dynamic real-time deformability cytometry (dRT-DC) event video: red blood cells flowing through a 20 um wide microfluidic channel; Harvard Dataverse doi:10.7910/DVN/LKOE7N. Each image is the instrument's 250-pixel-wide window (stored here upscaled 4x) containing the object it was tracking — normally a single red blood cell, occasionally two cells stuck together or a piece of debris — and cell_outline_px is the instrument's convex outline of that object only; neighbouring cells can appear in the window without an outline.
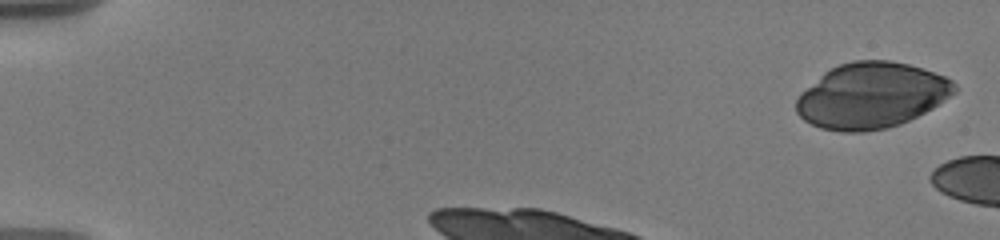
{"species": "human", "species_latin": "Homo sapiens", "temperature_condition": "warm", "stored_images_in_passage": 3, "camera_frame_rate_fps": 3000, "um_per_image_px": 0.085, "donor": {"sex": "male"}, "frame": {"image": 1, "passage_image": 1, "time_ms": 0.0, "image_size_px": [1000, 240], "cell_outline_px": [[956, 92], [932, 108], [900, 124], [888, 128], [864, 132], [840, 132], [820, 128], [804, 120], [796, 112], [796, 96], [800, 92], [824, 72], [840, 64], [852, 60], [888, 60], [908, 64], [944, 76], [952, 80], [956, 84]], "centroid_in_image_um": [74.03, 8.12], "position_along_channel_um": 11.0, "area_um2": 60.52}}